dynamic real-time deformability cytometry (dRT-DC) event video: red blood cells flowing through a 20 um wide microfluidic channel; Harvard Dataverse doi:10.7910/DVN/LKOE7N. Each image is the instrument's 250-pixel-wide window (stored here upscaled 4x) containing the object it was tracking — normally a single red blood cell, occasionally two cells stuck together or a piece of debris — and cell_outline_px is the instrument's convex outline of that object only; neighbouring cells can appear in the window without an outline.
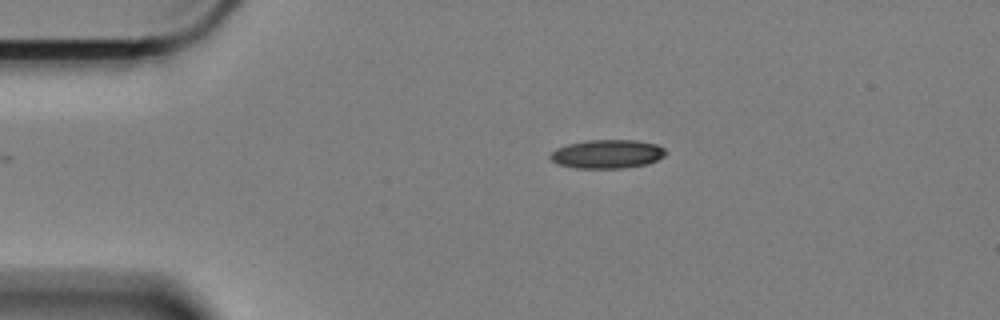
{"species": "Egyptian fruit bat (a non-hibernating species)", "species_latin": "Rousettus aegyptiacus", "temperature_condition": "cold", "stored_images_in_passage": 40, "camera_frame_rate_fps": 3000, "um_per_image_px": 0.085, "animal": {"sex": "female"}, "frame": {"image": 1, "passage_image": 1, "time_ms": 0.0, "image_size_px": [1000, 320], "cell_outline_px": [[668, 152], [664, 156], [648, 164], [624, 168], [576, 168], [560, 164], [552, 160], [548, 156], [556, 148], [568, 144], [588, 140], [636, 140], [656, 144], [664, 148]], "centroid_in_image_um": [51.64, 13.09], "position_along_channel_um": 33.4, "area_um2": 19.31}}
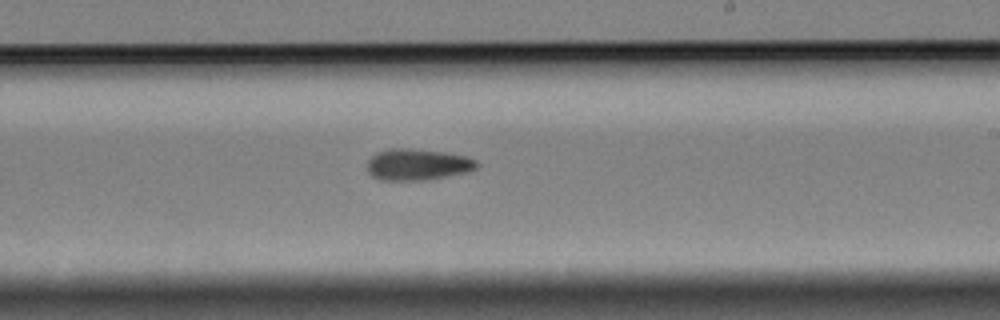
{"frame": {"image": 2, "passage_image": 24, "time_ms": 7.667, "image_size_px": [1000, 320], "cell_outline_px": [[480, 164], [476, 168], [464, 172], [424, 180], [380, 180], [372, 176], [368, 172], [368, 160], [376, 152], [388, 148], [412, 148], [444, 152], [464, 156], [476, 160]], "centroid_in_image_um": [35.45, 13.97], "position_along_channel_um": 253.6, "area_um2": 19.94}}
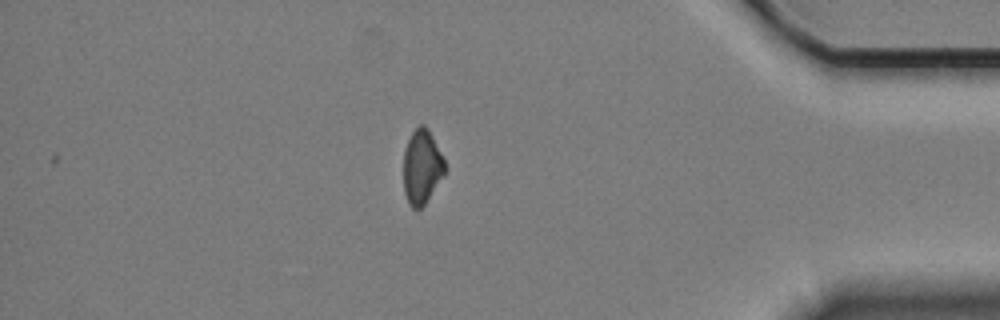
{"frame": {"image": 3, "passage_image": 40, "time_ms": 13.0, "image_size_px": [1000, 320], "cell_outline_px": [[448, 168], [424, 204], [420, 208], [412, 208], [408, 204], [404, 192], [404, 148], [412, 132], [420, 124], [424, 124], [428, 128]], "centroid_in_image_um": [35.85, 14.17], "position_along_channel_um": 399.3, "area_um2": 17.8}}